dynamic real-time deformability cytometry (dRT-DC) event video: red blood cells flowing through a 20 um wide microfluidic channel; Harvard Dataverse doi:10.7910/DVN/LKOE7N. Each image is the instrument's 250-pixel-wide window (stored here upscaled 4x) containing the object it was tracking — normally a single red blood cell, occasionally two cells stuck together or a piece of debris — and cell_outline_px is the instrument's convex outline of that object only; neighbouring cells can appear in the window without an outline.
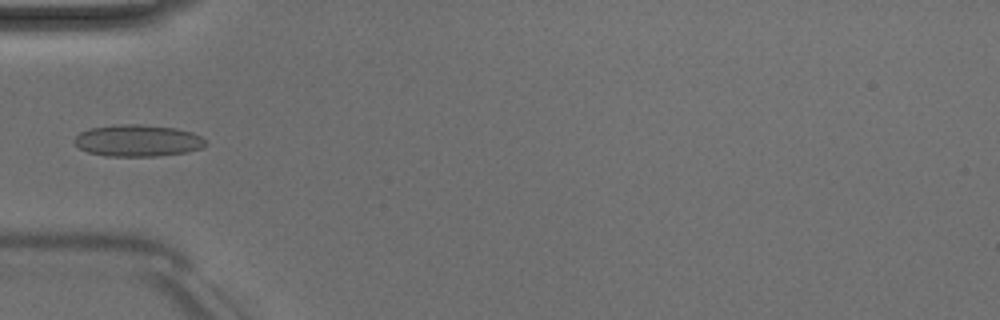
{"species": "Egyptian fruit bat (a non-hibernating species)", "species_latin": "Rousettus aegyptiacus", "temperature_condition": "room temperature", "stored_images_in_passage": 5, "camera_frame_rate_fps": 3000, "um_per_image_px": 0.085, "animal": {"sex": "male"}, "frame": {"image": 1, "passage_image": 5, "time_ms": 5.333, "image_size_px": [1000, 320], "cell_outline_px": [[204, 144], [200, 148], [188, 152], [156, 156], [104, 156], [88, 152], [80, 148], [72, 140], [80, 132], [92, 128], [120, 124], [140, 124], [176, 128], [192, 132], [200, 136], [204, 140]], "centroid_in_image_um": [11.68, 11.95], "position_along_channel_um": 73.3, "area_um2": 24.16}}